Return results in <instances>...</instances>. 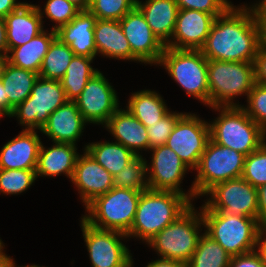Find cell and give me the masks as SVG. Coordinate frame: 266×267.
I'll return each mask as SVG.
<instances>
[{
	"mask_svg": "<svg viewBox=\"0 0 266 267\" xmlns=\"http://www.w3.org/2000/svg\"><path fill=\"white\" fill-rule=\"evenodd\" d=\"M266 40V22L247 5L233 6L217 16L203 47L207 60L252 62Z\"/></svg>",
	"mask_w": 266,
	"mask_h": 267,
	"instance_id": "obj_1",
	"label": "cell"
},
{
	"mask_svg": "<svg viewBox=\"0 0 266 267\" xmlns=\"http://www.w3.org/2000/svg\"><path fill=\"white\" fill-rule=\"evenodd\" d=\"M193 203L183 194L172 191L145 190L127 237H136L147 243L166 226L174 222Z\"/></svg>",
	"mask_w": 266,
	"mask_h": 267,
	"instance_id": "obj_2",
	"label": "cell"
},
{
	"mask_svg": "<svg viewBox=\"0 0 266 267\" xmlns=\"http://www.w3.org/2000/svg\"><path fill=\"white\" fill-rule=\"evenodd\" d=\"M212 108L220 112L209 123L212 141L246 156L266 141V132L247 115L242 106Z\"/></svg>",
	"mask_w": 266,
	"mask_h": 267,
	"instance_id": "obj_3",
	"label": "cell"
},
{
	"mask_svg": "<svg viewBox=\"0 0 266 267\" xmlns=\"http://www.w3.org/2000/svg\"><path fill=\"white\" fill-rule=\"evenodd\" d=\"M201 214L204 232L231 257L256 250L257 235L262 228L256 218L213 210H201Z\"/></svg>",
	"mask_w": 266,
	"mask_h": 267,
	"instance_id": "obj_4",
	"label": "cell"
},
{
	"mask_svg": "<svg viewBox=\"0 0 266 267\" xmlns=\"http://www.w3.org/2000/svg\"><path fill=\"white\" fill-rule=\"evenodd\" d=\"M140 196L141 191L113 187L89 203L85 207L88 214L82 218L95 228L127 234L132 227Z\"/></svg>",
	"mask_w": 266,
	"mask_h": 267,
	"instance_id": "obj_5",
	"label": "cell"
},
{
	"mask_svg": "<svg viewBox=\"0 0 266 267\" xmlns=\"http://www.w3.org/2000/svg\"><path fill=\"white\" fill-rule=\"evenodd\" d=\"M209 107L241 106L236 96L246 95L255 84L254 63L208 60Z\"/></svg>",
	"mask_w": 266,
	"mask_h": 267,
	"instance_id": "obj_6",
	"label": "cell"
},
{
	"mask_svg": "<svg viewBox=\"0 0 266 267\" xmlns=\"http://www.w3.org/2000/svg\"><path fill=\"white\" fill-rule=\"evenodd\" d=\"M191 205L174 222L166 226L147 245L152 247L158 256L188 263L195 252L204 227L201 210L198 213ZM201 229V230H200Z\"/></svg>",
	"mask_w": 266,
	"mask_h": 267,
	"instance_id": "obj_7",
	"label": "cell"
},
{
	"mask_svg": "<svg viewBox=\"0 0 266 267\" xmlns=\"http://www.w3.org/2000/svg\"><path fill=\"white\" fill-rule=\"evenodd\" d=\"M186 94L209 106L208 60L200 50L165 47L158 64Z\"/></svg>",
	"mask_w": 266,
	"mask_h": 267,
	"instance_id": "obj_8",
	"label": "cell"
},
{
	"mask_svg": "<svg viewBox=\"0 0 266 267\" xmlns=\"http://www.w3.org/2000/svg\"><path fill=\"white\" fill-rule=\"evenodd\" d=\"M246 155L209 139L201 155L195 181V196H204L215 184L242 177Z\"/></svg>",
	"mask_w": 266,
	"mask_h": 267,
	"instance_id": "obj_9",
	"label": "cell"
},
{
	"mask_svg": "<svg viewBox=\"0 0 266 267\" xmlns=\"http://www.w3.org/2000/svg\"><path fill=\"white\" fill-rule=\"evenodd\" d=\"M59 80L38 77L30 96L20 103L9 117H17L25 130H41L50 114L67 102Z\"/></svg>",
	"mask_w": 266,
	"mask_h": 267,
	"instance_id": "obj_10",
	"label": "cell"
},
{
	"mask_svg": "<svg viewBox=\"0 0 266 267\" xmlns=\"http://www.w3.org/2000/svg\"><path fill=\"white\" fill-rule=\"evenodd\" d=\"M210 195L201 210L225 212L236 216H247L258 220L257 188L242 177L215 184L205 196Z\"/></svg>",
	"mask_w": 266,
	"mask_h": 267,
	"instance_id": "obj_11",
	"label": "cell"
},
{
	"mask_svg": "<svg viewBox=\"0 0 266 267\" xmlns=\"http://www.w3.org/2000/svg\"><path fill=\"white\" fill-rule=\"evenodd\" d=\"M81 229L92 267H133L131 253L120 241L128 238L125 233L95 228L83 218Z\"/></svg>",
	"mask_w": 266,
	"mask_h": 267,
	"instance_id": "obj_12",
	"label": "cell"
},
{
	"mask_svg": "<svg viewBox=\"0 0 266 267\" xmlns=\"http://www.w3.org/2000/svg\"><path fill=\"white\" fill-rule=\"evenodd\" d=\"M210 139L209 123L191 113H184L176 122L166 146L171 148L189 169L198 167Z\"/></svg>",
	"mask_w": 266,
	"mask_h": 267,
	"instance_id": "obj_13",
	"label": "cell"
},
{
	"mask_svg": "<svg viewBox=\"0 0 266 267\" xmlns=\"http://www.w3.org/2000/svg\"><path fill=\"white\" fill-rule=\"evenodd\" d=\"M152 153L151 164L147 163L148 185L155 191H172L185 195L193 202L195 196L194 189L185 193L180 184L186 171L187 165L181 158L166 145L157 146L150 149ZM151 170V171H150Z\"/></svg>",
	"mask_w": 266,
	"mask_h": 267,
	"instance_id": "obj_14",
	"label": "cell"
},
{
	"mask_svg": "<svg viewBox=\"0 0 266 267\" xmlns=\"http://www.w3.org/2000/svg\"><path fill=\"white\" fill-rule=\"evenodd\" d=\"M87 123L105 125L119 109L117 93L99 70L74 101Z\"/></svg>",
	"mask_w": 266,
	"mask_h": 267,
	"instance_id": "obj_15",
	"label": "cell"
},
{
	"mask_svg": "<svg viewBox=\"0 0 266 267\" xmlns=\"http://www.w3.org/2000/svg\"><path fill=\"white\" fill-rule=\"evenodd\" d=\"M120 25L132 51V61L159 64L165 45L156 37L144 15L135 7L121 20Z\"/></svg>",
	"mask_w": 266,
	"mask_h": 267,
	"instance_id": "obj_16",
	"label": "cell"
},
{
	"mask_svg": "<svg viewBox=\"0 0 266 267\" xmlns=\"http://www.w3.org/2000/svg\"><path fill=\"white\" fill-rule=\"evenodd\" d=\"M214 20L215 17L209 13L179 9L174 33L165 46L180 50H200Z\"/></svg>",
	"mask_w": 266,
	"mask_h": 267,
	"instance_id": "obj_17",
	"label": "cell"
},
{
	"mask_svg": "<svg viewBox=\"0 0 266 267\" xmlns=\"http://www.w3.org/2000/svg\"><path fill=\"white\" fill-rule=\"evenodd\" d=\"M71 182L78 188L85 207L97 196L107 193L114 187L113 176L86 150L77 158Z\"/></svg>",
	"mask_w": 266,
	"mask_h": 267,
	"instance_id": "obj_18",
	"label": "cell"
},
{
	"mask_svg": "<svg viewBox=\"0 0 266 267\" xmlns=\"http://www.w3.org/2000/svg\"><path fill=\"white\" fill-rule=\"evenodd\" d=\"M41 143L37 131L23 129L0 150V169L36 170Z\"/></svg>",
	"mask_w": 266,
	"mask_h": 267,
	"instance_id": "obj_19",
	"label": "cell"
},
{
	"mask_svg": "<svg viewBox=\"0 0 266 267\" xmlns=\"http://www.w3.org/2000/svg\"><path fill=\"white\" fill-rule=\"evenodd\" d=\"M86 123L76 103L67 101L50 114L47 123L40 131L52 139L53 143L76 145V141L82 136Z\"/></svg>",
	"mask_w": 266,
	"mask_h": 267,
	"instance_id": "obj_20",
	"label": "cell"
},
{
	"mask_svg": "<svg viewBox=\"0 0 266 267\" xmlns=\"http://www.w3.org/2000/svg\"><path fill=\"white\" fill-rule=\"evenodd\" d=\"M97 18L88 10H81L68 24L57 31V38L69 45L74 55L96 57L94 26Z\"/></svg>",
	"mask_w": 266,
	"mask_h": 267,
	"instance_id": "obj_21",
	"label": "cell"
},
{
	"mask_svg": "<svg viewBox=\"0 0 266 267\" xmlns=\"http://www.w3.org/2000/svg\"><path fill=\"white\" fill-rule=\"evenodd\" d=\"M116 141L141 156L139 151L149 150L147 128L128 110L118 109L104 125Z\"/></svg>",
	"mask_w": 266,
	"mask_h": 267,
	"instance_id": "obj_22",
	"label": "cell"
},
{
	"mask_svg": "<svg viewBox=\"0 0 266 267\" xmlns=\"http://www.w3.org/2000/svg\"><path fill=\"white\" fill-rule=\"evenodd\" d=\"M8 51L22 46L44 29L42 17L34 4L23 3L5 17Z\"/></svg>",
	"mask_w": 266,
	"mask_h": 267,
	"instance_id": "obj_23",
	"label": "cell"
},
{
	"mask_svg": "<svg viewBox=\"0 0 266 267\" xmlns=\"http://www.w3.org/2000/svg\"><path fill=\"white\" fill-rule=\"evenodd\" d=\"M76 145L71 143L55 142L50 148L41 143L38 162L36 167V178L39 176H58L65 174L72 180L74 169L79 153Z\"/></svg>",
	"mask_w": 266,
	"mask_h": 267,
	"instance_id": "obj_24",
	"label": "cell"
},
{
	"mask_svg": "<svg viewBox=\"0 0 266 267\" xmlns=\"http://www.w3.org/2000/svg\"><path fill=\"white\" fill-rule=\"evenodd\" d=\"M136 7L144 15L156 37L166 45L175 30L179 11L176 0H137Z\"/></svg>",
	"mask_w": 266,
	"mask_h": 267,
	"instance_id": "obj_25",
	"label": "cell"
},
{
	"mask_svg": "<svg viewBox=\"0 0 266 267\" xmlns=\"http://www.w3.org/2000/svg\"><path fill=\"white\" fill-rule=\"evenodd\" d=\"M96 55L101 54L117 60H131L132 51L120 21L97 19L94 26Z\"/></svg>",
	"mask_w": 266,
	"mask_h": 267,
	"instance_id": "obj_26",
	"label": "cell"
},
{
	"mask_svg": "<svg viewBox=\"0 0 266 267\" xmlns=\"http://www.w3.org/2000/svg\"><path fill=\"white\" fill-rule=\"evenodd\" d=\"M56 37V31L51 29L48 33L43 30L28 43L10 49L8 54L11 55H7L5 60L13 66L39 74L43 59Z\"/></svg>",
	"mask_w": 266,
	"mask_h": 267,
	"instance_id": "obj_27",
	"label": "cell"
},
{
	"mask_svg": "<svg viewBox=\"0 0 266 267\" xmlns=\"http://www.w3.org/2000/svg\"><path fill=\"white\" fill-rule=\"evenodd\" d=\"M38 77L36 72L13 66L5 59L0 60V79L10 103V115L14 108L30 96Z\"/></svg>",
	"mask_w": 266,
	"mask_h": 267,
	"instance_id": "obj_28",
	"label": "cell"
},
{
	"mask_svg": "<svg viewBox=\"0 0 266 267\" xmlns=\"http://www.w3.org/2000/svg\"><path fill=\"white\" fill-rule=\"evenodd\" d=\"M126 107L146 128L158 122L170 110L160 94L151 90L134 92Z\"/></svg>",
	"mask_w": 266,
	"mask_h": 267,
	"instance_id": "obj_29",
	"label": "cell"
},
{
	"mask_svg": "<svg viewBox=\"0 0 266 267\" xmlns=\"http://www.w3.org/2000/svg\"><path fill=\"white\" fill-rule=\"evenodd\" d=\"M112 176L120 172L136 155L118 142H93L84 147Z\"/></svg>",
	"mask_w": 266,
	"mask_h": 267,
	"instance_id": "obj_30",
	"label": "cell"
},
{
	"mask_svg": "<svg viewBox=\"0 0 266 267\" xmlns=\"http://www.w3.org/2000/svg\"><path fill=\"white\" fill-rule=\"evenodd\" d=\"M93 59L79 55L72 58L64 77L60 80L68 101H75L90 78L99 71L91 66Z\"/></svg>",
	"mask_w": 266,
	"mask_h": 267,
	"instance_id": "obj_31",
	"label": "cell"
},
{
	"mask_svg": "<svg viewBox=\"0 0 266 267\" xmlns=\"http://www.w3.org/2000/svg\"><path fill=\"white\" fill-rule=\"evenodd\" d=\"M231 258L221 245L204 232L187 267H229Z\"/></svg>",
	"mask_w": 266,
	"mask_h": 267,
	"instance_id": "obj_32",
	"label": "cell"
},
{
	"mask_svg": "<svg viewBox=\"0 0 266 267\" xmlns=\"http://www.w3.org/2000/svg\"><path fill=\"white\" fill-rule=\"evenodd\" d=\"M74 52L69 45L63 43L59 38H55L45 55L39 76L44 79L61 80L69 66Z\"/></svg>",
	"mask_w": 266,
	"mask_h": 267,
	"instance_id": "obj_33",
	"label": "cell"
},
{
	"mask_svg": "<svg viewBox=\"0 0 266 267\" xmlns=\"http://www.w3.org/2000/svg\"><path fill=\"white\" fill-rule=\"evenodd\" d=\"M147 162L143 156H136L120 172L113 175L114 187L135 191L149 190Z\"/></svg>",
	"mask_w": 266,
	"mask_h": 267,
	"instance_id": "obj_34",
	"label": "cell"
},
{
	"mask_svg": "<svg viewBox=\"0 0 266 267\" xmlns=\"http://www.w3.org/2000/svg\"><path fill=\"white\" fill-rule=\"evenodd\" d=\"M36 170L0 169V193L21 194L34 183Z\"/></svg>",
	"mask_w": 266,
	"mask_h": 267,
	"instance_id": "obj_35",
	"label": "cell"
},
{
	"mask_svg": "<svg viewBox=\"0 0 266 267\" xmlns=\"http://www.w3.org/2000/svg\"><path fill=\"white\" fill-rule=\"evenodd\" d=\"M137 0H90L88 11L97 19L120 21L136 7Z\"/></svg>",
	"mask_w": 266,
	"mask_h": 267,
	"instance_id": "obj_36",
	"label": "cell"
},
{
	"mask_svg": "<svg viewBox=\"0 0 266 267\" xmlns=\"http://www.w3.org/2000/svg\"><path fill=\"white\" fill-rule=\"evenodd\" d=\"M42 18L43 14L51 21L55 22L52 30L57 31L60 27L68 24L81 10L69 0H47L44 6V12L41 7L36 5Z\"/></svg>",
	"mask_w": 266,
	"mask_h": 267,
	"instance_id": "obj_37",
	"label": "cell"
},
{
	"mask_svg": "<svg viewBox=\"0 0 266 267\" xmlns=\"http://www.w3.org/2000/svg\"><path fill=\"white\" fill-rule=\"evenodd\" d=\"M242 178L256 188L266 184V141L246 156Z\"/></svg>",
	"mask_w": 266,
	"mask_h": 267,
	"instance_id": "obj_38",
	"label": "cell"
},
{
	"mask_svg": "<svg viewBox=\"0 0 266 267\" xmlns=\"http://www.w3.org/2000/svg\"><path fill=\"white\" fill-rule=\"evenodd\" d=\"M247 106L241 105L247 115L266 132V86L255 83L247 98Z\"/></svg>",
	"mask_w": 266,
	"mask_h": 267,
	"instance_id": "obj_39",
	"label": "cell"
},
{
	"mask_svg": "<svg viewBox=\"0 0 266 267\" xmlns=\"http://www.w3.org/2000/svg\"><path fill=\"white\" fill-rule=\"evenodd\" d=\"M184 113H177L169 111L165 116H163L158 122L150 124L147 127V133L149 138V150L151 148L165 145L168 137L172 133V130L177 122V120Z\"/></svg>",
	"mask_w": 266,
	"mask_h": 267,
	"instance_id": "obj_40",
	"label": "cell"
},
{
	"mask_svg": "<svg viewBox=\"0 0 266 267\" xmlns=\"http://www.w3.org/2000/svg\"><path fill=\"white\" fill-rule=\"evenodd\" d=\"M179 9H191L212 14L215 18L222 15L231 5L229 0H176Z\"/></svg>",
	"mask_w": 266,
	"mask_h": 267,
	"instance_id": "obj_41",
	"label": "cell"
},
{
	"mask_svg": "<svg viewBox=\"0 0 266 267\" xmlns=\"http://www.w3.org/2000/svg\"><path fill=\"white\" fill-rule=\"evenodd\" d=\"M229 267H266L259 253L253 250L231 258Z\"/></svg>",
	"mask_w": 266,
	"mask_h": 267,
	"instance_id": "obj_42",
	"label": "cell"
},
{
	"mask_svg": "<svg viewBox=\"0 0 266 267\" xmlns=\"http://www.w3.org/2000/svg\"><path fill=\"white\" fill-rule=\"evenodd\" d=\"M255 83L266 86V40L259 47L254 60Z\"/></svg>",
	"mask_w": 266,
	"mask_h": 267,
	"instance_id": "obj_43",
	"label": "cell"
},
{
	"mask_svg": "<svg viewBox=\"0 0 266 267\" xmlns=\"http://www.w3.org/2000/svg\"><path fill=\"white\" fill-rule=\"evenodd\" d=\"M258 192V222L261 227H266V184L257 188Z\"/></svg>",
	"mask_w": 266,
	"mask_h": 267,
	"instance_id": "obj_44",
	"label": "cell"
},
{
	"mask_svg": "<svg viewBox=\"0 0 266 267\" xmlns=\"http://www.w3.org/2000/svg\"><path fill=\"white\" fill-rule=\"evenodd\" d=\"M8 55L6 21L5 17L0 16V60H4Z\"/></svg>",
	"mask_w": 266,
	"mask_h": 267,
	"instance_id": "obj_45",
	"label": "cell"
},
{
	"mask_svg": "<svg viewBox=\"0 0 266 267\" xmlns=\"http://www.w3.org/2000/svg\"><path fill=\"white\" fill-rule=\"evenodd\" d=\"M256 251L259 253L262 261L266 265V227H262L258 232Z\"/></svg>",
	"mask_w": 266,
	"mask_h": 267,
	"instance_id": "obj_46",
	"label": "cell"
},
{
	"mask_svg": "<svg viewBox=\"0 0 266 267\" xmlns=\"http://www.w3.org/2000/svg\"><path fill=\"white\" fill-rule=\"evenodd\" d=\"M23 3L16 0H0V16L6 17L9 13L17 10Z\"/></svg>",
	"mask_w": 266,
	"mask_h": 267,
	"instance_id": "obj_47",
	"label": "cell"
},
{
	"mask_svg": "<svg viewBox=\"0 0 266 267\" xmlns=\"http://www.w3.org/2000/svg\"><path fill=\"white\" fill-rule=\"evenodd\" d=\"M146 267H187L186 263L177 260L161 258L151 261Z\"/></svg>",
	"mask_w": 266,
	"mask_h": 267,
	"instance_id": "obj_48",
	"label": "cell"
},
{
	"mask_svg": "<svg viewBox=\"0 0 266 267\" xmlns=\"http://www.w3.org/2000/svg\"><path fill=\"white\" fill-rule=\"evenodd\" d=\"M0 111H2L7 117L10 116V103L5 93L4 85L0 79Z\"/></svg>",
	"mask_w": 266,
	"mask_h": 267,
	"instance_id": "obj_49",
	"label": "cell"
},
{
	"mask_svg": "<svg viewBox=\"0 0 266 267\" xmlns=\"http://www.w3.org/2000/svg\"><path fill=\"white\" fill-rule=\"evenodd\" d=\"M261 1V2H260ZM251 6L254 14L263 22H266V0H260Z\"/></svg>",
	"mask_w": 266,
	"mask_h": 267,
	"instance_id": "obj_50",
	"label": "cell"
},
{
	"mask_svg": "<svg viewBox=\"0 0 266 267\" xmlns=\"http://www.w3.org/2000/svg\"><path fill=\"white\" fill-rule=\"evenodd\" d=\"M75 6H77L80 10H88L90 5V0H69Z\"/></svg>",
	"mask_w": 266,
	"mask_h": 267,
	"instance_id": "obj_51",
	"label": "cell"
},
{
	"mask_svg": "<svg viewBox=\"0 0 266 267\" xmlns=\"http://www.w3.org/2000/svg\"><path fill=\"white\" fill-rule=\"evenodd\" d=\"M14 263L13 258L6 254L0 258V267H13Z\"/></svg>",
	"mask_w": 266,
	"mask_h": 267,
	"instance_id": "obj_52",
	"label": "cell"
},
{
	"mask_svg": "<svg viewBox=\"0 0 266 267\" xmlns=\"http://www.w3.org/2000/svg\"><path fill=\"white\" fill-rule=\"evenodd\" d=\"M3 247H5L3 241L0 239V258L3 257L6 253L3 252Z\"/></svg>",
	"mask_w": 266,
	"mask_h": 267,
	"instance_id": "obj_53",
	"label": "cell"
},
{
	"mask_svg": "<svg viewBox=\"0 0 266 267\" xmlns=\"http://www.w3.org/2000/svg\"><path fill=\"white\" fill-rule=\"evenodd\" d=\"M13 267H17L16 266V263H14ZM18 267H40V266H38V265H31V266L30 265H27V266H18Z\"/></svg>",
	"mask_w": 266,
	"mask_h": 267,
	"instance_id": "obj_54",
	"label": "cell"
},
{
	"mask_svg": "<svg viewBox=\"0 0 266 267\" xmlns=\"http://www.w3.org/2000/svg\"><path fill=\"white\" fill-rule=\"evenodd\" d=\"M2 116H6L2 111H0V118L2 117Z\"/></svg>",
	"mask_w": 266,
	"mask_h": 267,
	"instance_id": "obj_55",
	"label": "cell"
}]
</instances>
